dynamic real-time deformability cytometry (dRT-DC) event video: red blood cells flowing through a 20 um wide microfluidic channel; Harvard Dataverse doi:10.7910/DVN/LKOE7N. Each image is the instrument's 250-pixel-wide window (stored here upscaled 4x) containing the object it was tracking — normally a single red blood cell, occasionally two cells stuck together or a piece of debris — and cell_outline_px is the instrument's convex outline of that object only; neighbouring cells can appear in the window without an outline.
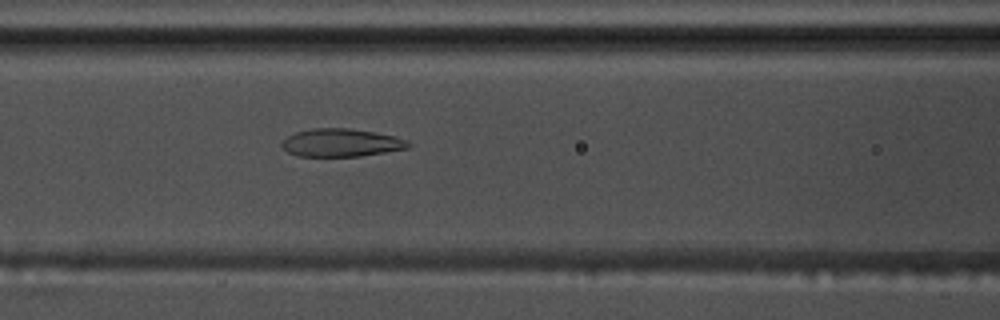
{"species": "common noctule bat (a hibernating species)", "species_latin": "Nyctalus noctula", "temperature_condition": "warm", "stored_images_in_passage": 39, "camera_frame_rate_fps": 3000, "um_per_image_px": 0.085, "animal": {"sex": "male", "body_mass_g": 17.5, "forearm_length_mm": 52.3}, "frame": {"image": 1, "passage_image": 7, "time_ms": 2.0, "image_size_px": [1000, 320], "cell_outline_px": [[412, 144], [408, 148], [360, 156], [296, 156], [280, 148], [280, 144], [288, 136], [296, 132], [312, 128], [348, 128], [372, 132], [392, 136], [408, 140]], "centroid_in_image_um": [28.96, 12.13], "position_along_channel_um": 137.6, "area_um2": 20.52}}
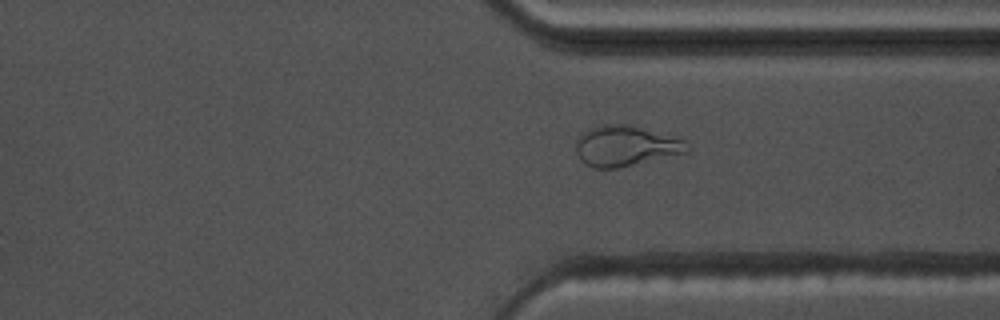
{"frame": {"image": 2, "passage_image": 25, "time_ms": 8.0, "image_size_px": [1000, 320], "cell_outline_px": [[692, 152], [620, 168], [592, 168], [584, 164], [580, 160], [576, 152], [576, 140], [584, 132], [592, 128], [604, 124], [628, 124], [684, 140], [692, 148]], "centroid_in_image_um": [53.21, 12.44], "position_along_channel_um": 358.2, "area_um2": 26.47}}
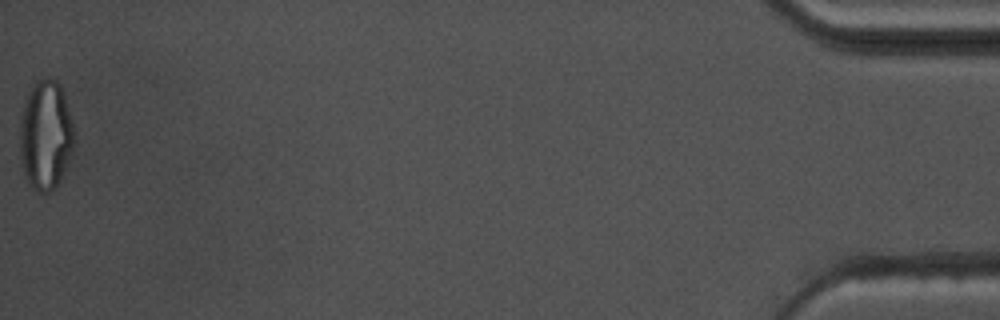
{"frame": {"image": 3, "passage_image": 39, "time_ms": 12.667, "image_size_px": [1000, 320], "cell_outline_px": [[76, 140], [72, 152], [60, 180], [48, 192], [36, 192], [32, 188], [24, 176], [20, 160], [20, 116], [28, 92], [36, 80], [48, 76], [56, 80], [60, 84], [76, 132]], "centroid_in_image_um": [3.88, 11.47], "position_along_channel_um": 431.3, "area_um2": 35.14}, "authors_computed_cell_mechanics": {"area_um2": 21.6172, "velocity_mm_per_s": 3.6766, "shape_relaxation_time_tau1_ms": null, "shape_relaxation_time_tau2_ms": 1.0729, "deformation_change_tau1": null, "deformation_change_tau2": 0.0904}}